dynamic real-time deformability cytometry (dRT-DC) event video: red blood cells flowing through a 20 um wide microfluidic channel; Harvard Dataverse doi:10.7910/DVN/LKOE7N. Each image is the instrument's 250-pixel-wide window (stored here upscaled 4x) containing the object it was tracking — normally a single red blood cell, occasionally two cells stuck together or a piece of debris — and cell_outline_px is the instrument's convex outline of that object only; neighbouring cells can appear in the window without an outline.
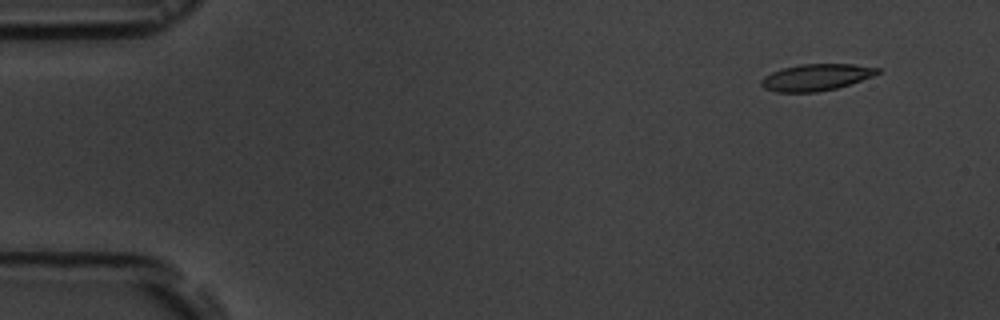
{"species": "common noctule bat (a hibernating species)", "species_latin": "Nyctalus noctula", "temperature_condition": "room temperature", "stored_images_in_passage": 16, "camera_frame_rate_fps": 3000, "um_per_image_px": 0.085, "animal": {"sex": "male", "body_mass_g": 19.5, "forearm_length_mm": 54.6}, "frame": {"image": 1, "passage_image": 2, "time_ms": 1.333, "image_size_px": [1000, 320], "cell_outline_px": [[880, 72], [872, 76], [836, 88], [816, 92], [776, 92], [764, 88], [760, 84], [760, 80], [764, 76], [772, 72], [784, 68], [800, 64], [852, 64], [880, 68]], "centroid_in_image_um": [69.33, 6.57], "position_along_channel_um": 15.7, "area_um2": 17.86}}
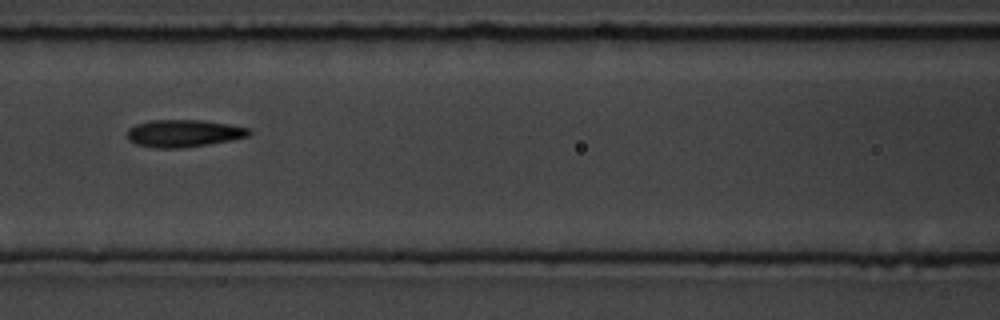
{"frame": {"image": 2, "passage_image": 8, "time_ms": 8.0, "image_size_px": [1000, 320], "cell_outline_px": [[252, 132], [248, 136], [232, 140], [208, 144], [180, 148], [156, 148], [136, 144], [128, 140], [128, 128], [136, 124], [148, 120], [204, 120], [228, 124], [248, 128]], "centroid_in_image_um": [15.6, 11.33], "position_along_channel_um": 151.0, "area_um2": 19.42}}
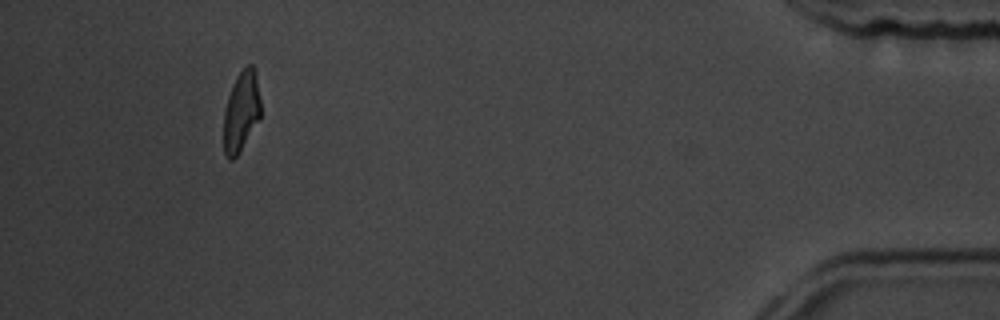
{"frame": {"image": 3, "passage_image": 15, "time_ms": 17.0, "image_size_px": [1000, 320], "cell_outline_px": [[260, 116], [240, 152], [232, 160], [228, 160], [224, 156], [224, 112], [228, 96], [236, 76], [248, 64], [252, 64], [256, 72], [260, 100]], "centroid_in_image_um": [20.49, 9.48], "position_along_channel_um": 414.7, "area_um2": 17.22}, "authors_computed_cell_mechanics": {"area_um2": 18.5538, "velocity_mm_per_s": 3.6711, "shape_relaxation_time_tau1_ms": 3.6191, "shape_relaxation_time_tau2_ms": 2.1979, "deformation_change_tau1": 0.1349, "deformation_change_tau2": 0.072}}